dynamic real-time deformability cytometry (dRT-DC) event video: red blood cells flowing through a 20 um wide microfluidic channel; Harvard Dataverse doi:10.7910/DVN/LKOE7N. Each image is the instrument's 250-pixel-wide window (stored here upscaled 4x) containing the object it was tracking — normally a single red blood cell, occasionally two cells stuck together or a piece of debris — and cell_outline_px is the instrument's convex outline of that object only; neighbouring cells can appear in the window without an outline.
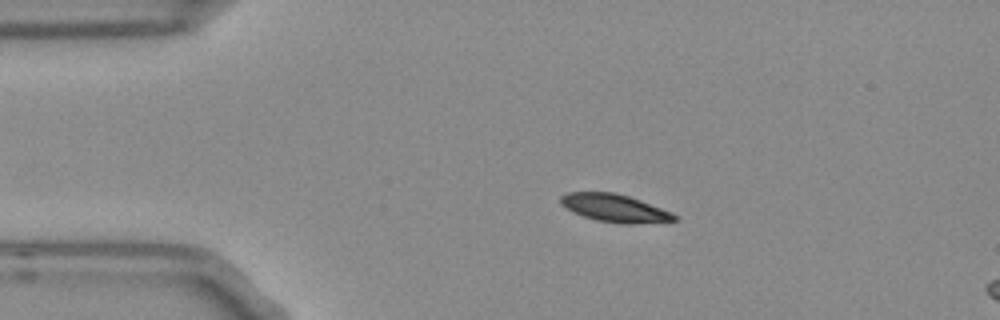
{"species": "Egyptian fruit bat (a non-hibernating species)", "species_latin": "Rousettus aegyptiacus", "temperature_condition": "room temperature", "stored_images_in_passage": 16, "camera_frame_rate_fps": 3000, "um_per_image_px": 0.085, "frame": {"image": 1, "passage_image": 10, "time_ms": 3.0, "image_size_px": [1000, 320], "cell_outline_px": [[676, 220], [632, 224], [624, 224], [596, 220], [572, 212], [560, 204], [560, 196], [568, 192], [612, 192], [628, 196], [640, 200], [672, 212], [676, 216]], "centroid_in_image_um": [52.21, 17.68], "position_along_channel_um": 32.8, "area_um2": 18.26}}